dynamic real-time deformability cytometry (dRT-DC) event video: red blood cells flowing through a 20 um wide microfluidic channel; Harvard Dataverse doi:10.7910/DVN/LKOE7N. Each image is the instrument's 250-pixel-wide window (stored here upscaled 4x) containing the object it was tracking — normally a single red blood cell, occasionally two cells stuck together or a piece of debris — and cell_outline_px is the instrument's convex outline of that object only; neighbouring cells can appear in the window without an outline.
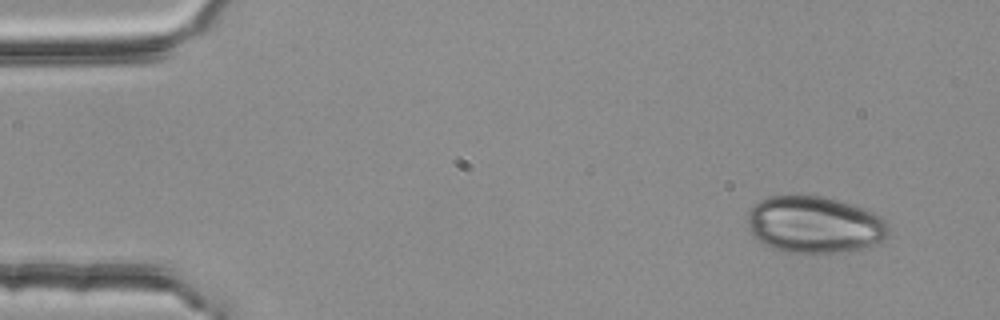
{"species": "common noctule bat (a hibernating species)", "species_latin": "Nyctalus noctula", "temperature_condition": "room temperature", "stored_images_in_passage": 3, "camera_frame_rate_fps": 3000, "um_per_image_px": 0.085, "animal": {"sex": "female", "body_mass_g": 25.1}, "frame": {"image": 1, "passage_image": 1, "time_ms": 0.0, "image_size_px": [1000, 320], "cell_outline_px": [[888, 236], [884, 240], [868, 248], [848, 252], [788, 252], [772, 248], [756, 240], [748, 224], [748, 212], [760, 200], [768, 196], [796, 192], [820, 196], [836, 200], [864, 208], [880, 216], [884, 220], [888, 228]], "centroid_in_image_um": [69.23, 19.07], "position_along_channel_um": 15.8, "area_um2": 47.34}}